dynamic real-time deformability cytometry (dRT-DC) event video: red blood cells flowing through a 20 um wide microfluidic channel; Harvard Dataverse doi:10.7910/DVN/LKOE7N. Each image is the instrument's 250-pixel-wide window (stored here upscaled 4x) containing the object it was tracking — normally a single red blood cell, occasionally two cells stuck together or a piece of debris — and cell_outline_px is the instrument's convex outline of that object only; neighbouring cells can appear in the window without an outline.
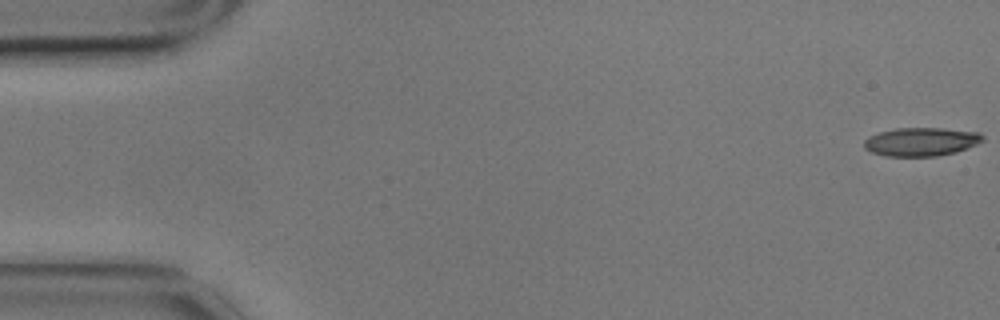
{"species": "common noctule bat (a hibernating species)", "species_latin": "Nyctalus noctula", "temperature_condition": "cold", "stored_images_in_passage": 15, "camera_frame_rate_fps": 3000, "um_per_image_px": 0.085, "animal": {"sex": "male", "body_mass_g": 17.9}, "frame": {"image": 1, "passage_image": 1, "time_ms": 0.0, "image_size_px": [1000, 320], "cell_outline_px": [[984, 140], [976, 144], [956, 152], [936, 156], [888, 156], [872, 152], [864, 148], [864, 140], [868, 136], [880, 132], [896, 128], [940, 128], [980, 132], [984, 136]], "centroid_in_image_um": [78.3, 12.04], "position_along_channel_um": 6.7, "area_um2": 19.65}}
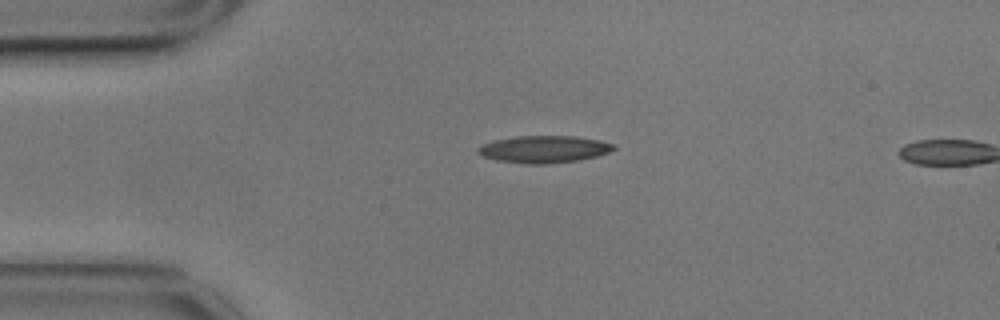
{"frame": {"image": 2, "passage_image": 13, "time_ms": 4.0, "image_size_px": [1000, 320], "cell_outline_px": [[616, 148], [608, 152], [596, 156], [580, 160], [548, 164], [524, 164], [496, 160], [484, 156], [476, 152], [476, 148], [484, 144], [496, 140], [516, 136], [572, 136], [600, 140], [616, 144]], "centroid_in_image_um": [46.25, 12.69], "position_along_channel_um": 38.7, "area_um2": 21.5}}